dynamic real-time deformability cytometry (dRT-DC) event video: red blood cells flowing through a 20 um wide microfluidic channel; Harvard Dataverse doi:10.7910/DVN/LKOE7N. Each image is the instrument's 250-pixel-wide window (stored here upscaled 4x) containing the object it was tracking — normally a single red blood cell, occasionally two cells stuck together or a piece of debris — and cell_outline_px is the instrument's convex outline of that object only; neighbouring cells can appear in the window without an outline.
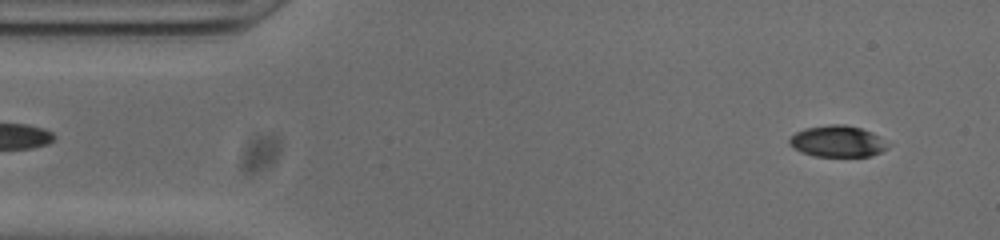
{"species": "common noctule bat (a hibernating species)", "species_latin": "Nyctalus noctula", "temperature_condition": "cold", "stored_images_in_passage": 51, "camera_frame_rate_fps": 3000, "um_per_image_px": 0.085, "animal": {"sex": "male", "body_mass_g": 20.0, "forearm_length_mm": 53.3}, "frame": {"image": 1, "passage_image": 3, "time_ms": 0.667, "image_size_px": [1000, 240], "cell_outline_px": [[888, 148], [880, 152], [868, 156], [812, 156], [800, 152], [788, 144], [788, 140], [796, 132], [804, 128], [828, 124], [844, 124], [860, 128], [872, 132]], "centroid_in_image_um": [71.09, 12.01], "position_along_channel_um": 13.9, "area_um2": 17.74}}
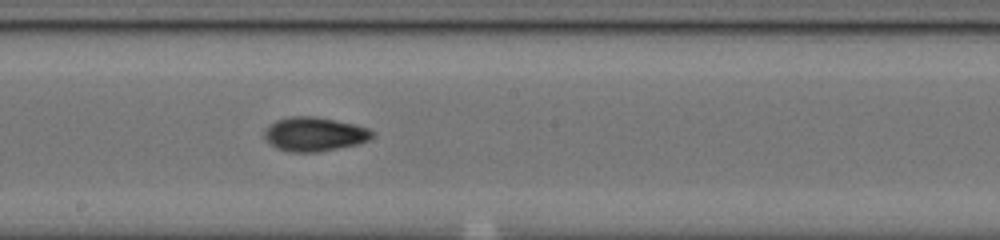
{"frame": {"image": 2, "passage_image": 26, "time_ms": 8.333, "image_size_px": [1000, 240], "cell_outline_px": [[376, 132], [368, 140], [356, 144], [316, 152], [288, 152], [276, 148], [264, 136], [264, 128], [276, 120], [288, 116], [316, 116], [356, 124], [368, 128]], "centroid_in_image_um": [26.71, 11.38], "position_along_channel_um": 221.5, "area_um2": 21.44}}
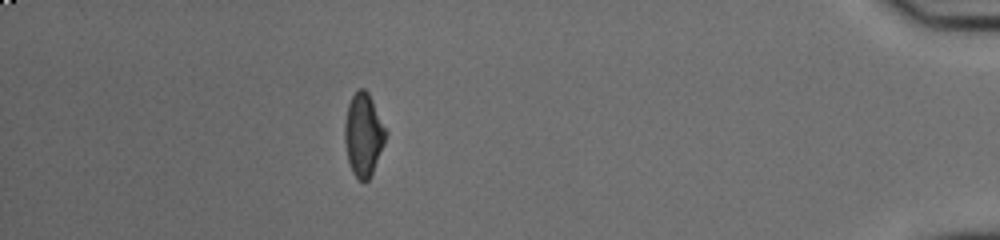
{"frame": {"image": 3, "passage_image": 45, "time_ms": 14.667, "image_size_px": [1000, 240], "cell_outline_px": [[388, 132], [384, 144], [372, 172], [368, 180], [364, 184], [352, 172], [348, 160], [344, 140], [344, 124], [348, 104], [352, 96], [360, 88], [364, 88], [368, 92]], "centroid_in_image_um": [30.89, 11.45], "position_along_channel_um": 404.3, "area_um2": 19.77}, "authors_computed_cell_mechanics": {"area_um2": 19.8254, "velocity_mm_per_s": 3.8435, "shape_relaxation_time_tau1_ms": 5.3747, "shape_relaxation_time_tau2_ms": 3.1633, "deformation_change_tau1": 0.1595, "deformation_change_tau2": 0.0741}}